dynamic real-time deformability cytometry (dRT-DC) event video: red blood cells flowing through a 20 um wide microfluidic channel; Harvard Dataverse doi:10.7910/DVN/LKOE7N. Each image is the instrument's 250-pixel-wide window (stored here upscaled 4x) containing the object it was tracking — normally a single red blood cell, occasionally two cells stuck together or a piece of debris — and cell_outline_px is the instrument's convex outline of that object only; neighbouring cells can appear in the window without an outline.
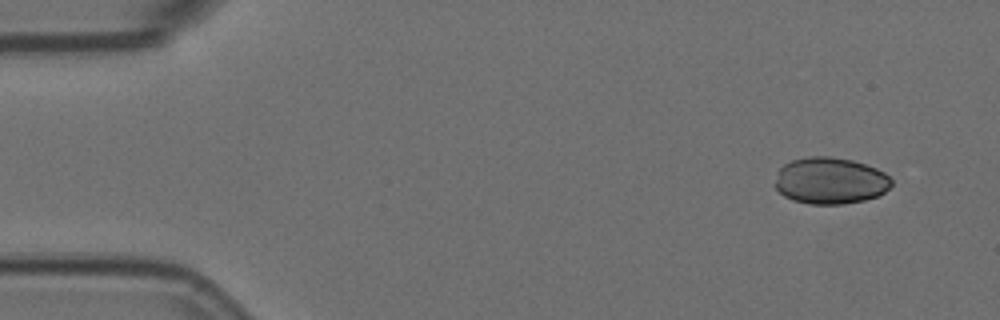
{"species": "Egyptian fruit bat (a non-hibernating species)", "species_latin": "Rousettus aegyptiacus", "temperature_condition": "room temperature", "stored_images_in_passage": 4, "camera_frame_rate_fps": 3000, "um_per_image_px": 0.085, "animal": {"sex": "female"}, "frame": {"image": 1, "passage_image": 1, "time_ms": 0.0, "image_size_px": [1000, 320], "cell_outline_px": [[892, 184], [880, 196], [864, 200], [844, 204], [808, 204], [792, 200], [784, 196], [776, 188], [776, 180], [780, 168], [784, 164], [792, 160], [808, 156], [832, 156], [852, 160], [876, 168], [884, 172], [892, 180]], "centroid_in_image_um": [70.58, 15.36], "position_along_channel_um": 14.4, "area_um2": 31.73}}
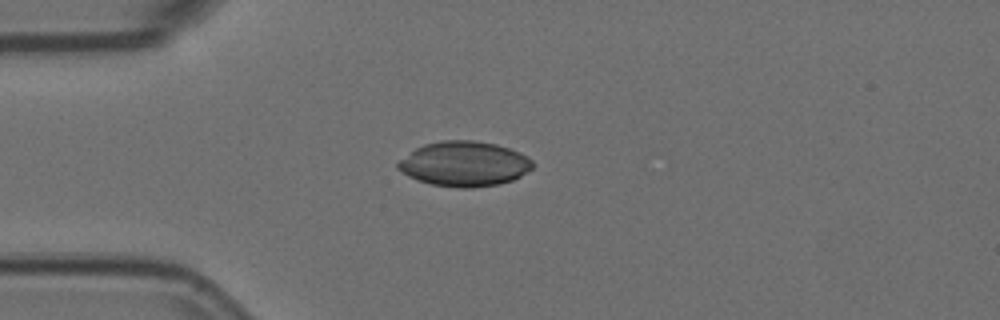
{"frame": {"image": 2, "passage_image": 4, "time_ms": 1.0, "image_size_px": [1000, 320], "cell_outline_px": [[532, 168], [520, 176], [512, 180], [500, 184], [472, 188], [456, 188], [432, 184], [408, 176], [396, 168], [396, 164], [400, 160], [416, 148], [424, 144], [440, 140], [472, 140], [496, 144], [520, 152], [528, 156], [532, 160]], "centroid_in_image_um": [39.47, 13.93], "position_along_channel_um": 45.5, "area_um2": 35.26}}